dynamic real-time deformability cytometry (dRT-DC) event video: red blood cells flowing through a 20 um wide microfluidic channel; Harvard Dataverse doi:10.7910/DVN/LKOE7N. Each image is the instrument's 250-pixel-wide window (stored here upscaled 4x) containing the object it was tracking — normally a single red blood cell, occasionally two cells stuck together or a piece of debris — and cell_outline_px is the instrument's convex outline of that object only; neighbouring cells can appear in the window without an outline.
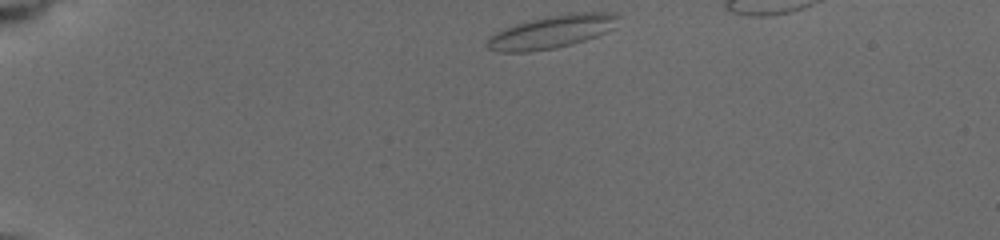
{"species": "common noctule bat (a hibernating species)", "species_latin": "Nyctalus noctula", "temperature_condition": "cold", "stored_images_in_passage": 5, "segment_of_instrument_passage": [1, 2], "camera_frame_rate_fps": 3000, "um_per_image_px": 0.085, "animal": {"sex": "female", "body_mass_g": 19.5, "forearm_length_mm": 54.1}, "frame": {"image": 1, "passage_image": 1, "time_ms": 0.0, "image_size_px": [1000, 240], "cell_outline_px": [[620, 16], [612, 28], [596, 36], [572, 44], [556, 48], [528, 52], [496, 52], [488, 48], [484, 44], [496, 32], [504, 28], [516, 24], [544, 16], [584, 12], [612, 12]], "centroid_in_image_um": [46.87, 2.71], "position_along_channel_um": 38.1, "area_um2": 24.97}}
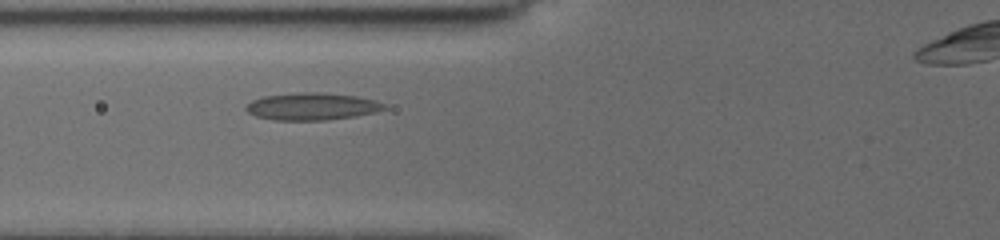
{"frame": {"image": 2, "passage_image": 4, "time_ms": 3.333, "image_size_px": [1000, 240], "cell_outline_px": [[388, 108], [376, 112], [356, 116], [328, 120], [272, 120], [256, 116], [248, 112], [244, 108], [252, 100], [264, 96], [300, 92], [320, 92], [356, 96], [376, 100], [388, 104]], "centroid_in_image_um": [26.57, 9.05], "position_along_channel_um": 99.2, "area_um2": 22.14}}